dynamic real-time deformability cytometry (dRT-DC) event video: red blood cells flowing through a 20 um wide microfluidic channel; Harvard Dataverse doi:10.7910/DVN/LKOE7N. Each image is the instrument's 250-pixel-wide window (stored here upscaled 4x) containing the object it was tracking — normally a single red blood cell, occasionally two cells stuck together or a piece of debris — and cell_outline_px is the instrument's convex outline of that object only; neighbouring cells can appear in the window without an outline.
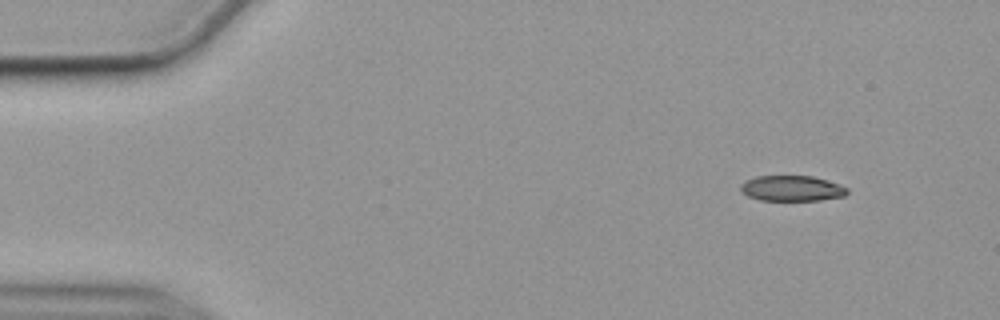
{"species": "common noctule bat (a hibernating species)", "species_latin": "Nyctalus noctula", "temperature_condition": "cold", "stored_images_in_passage": 51, "camera_frame_rate_fps": 3000, "um_per_image_px": 0.085, "animal": {"sex": "female", "body_mass_g": 19.9}, "frame": {"image": 1, "passage_image": 1, "time_ms": 0.0, "image_size_px": [1000, 320], "cell_outline_px": [[848, 192], [844, 196], [820, 200], [760, 200], [748, 196], [740, 192], [740, 184], [744, 180], [756, 176], [812, 176], [840, 184], [848, 188]], "centroid_in_image_um": [67.27, 16.01], "position_along_channel_um": 17.7, "area_um2": 15.95}}
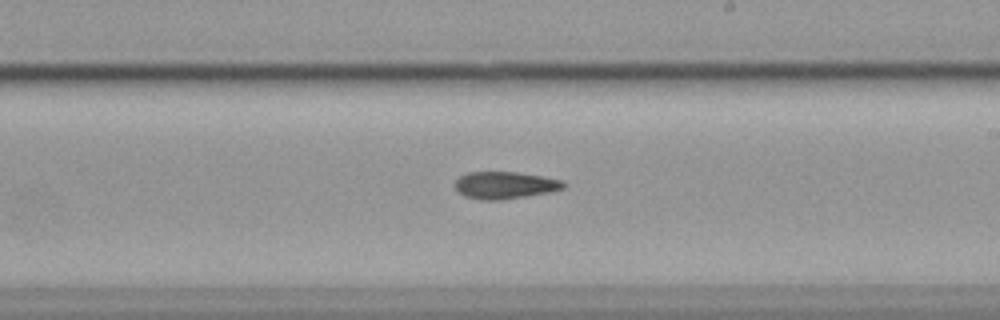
{"frame": {"image": 2, "passage_image": 28, "time_ms": 9.0, "image_size_px": [1000, 320], "cell_outline_px": [[564, 188], [548, 192], [500, 200], [480, 200], [464, 196], [456, 192], [456, 180], [460, 176], [468, 172], [516, 172], [564, 180]], "centroid_in_image_um": [42.87, 15.74], "position_along_channel_um": 246.1, "area_um2": 17.05}}
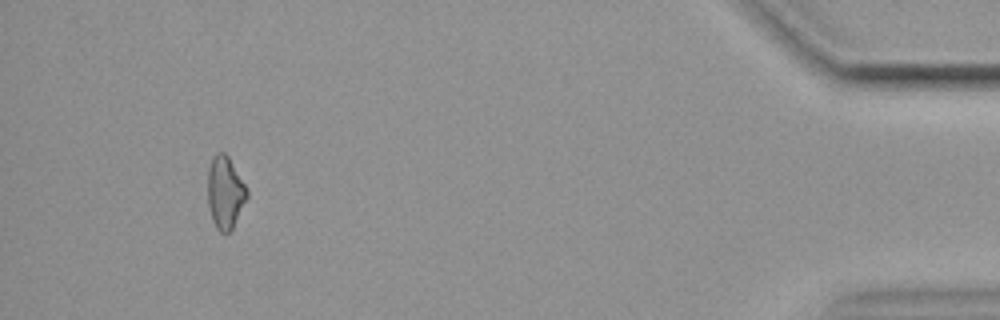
{"frame": {"image": 3, "passage_image": 48, "time_ms": 15.667, "image_size_px": [1000, 320], "cell_outline_px": [[248, 196], [232, 228], [228, 232], [220, 232], [216, 228], [212, 220], [208, 204], [208, 168], [212, 156], [216, 152], [224, 152], [228, 156], [244, 184], [248, 192]], "centroid_in_image_um": [19.11, 16.34], "position_along_channel_um": 416.1, "area_um2": 16.36}}